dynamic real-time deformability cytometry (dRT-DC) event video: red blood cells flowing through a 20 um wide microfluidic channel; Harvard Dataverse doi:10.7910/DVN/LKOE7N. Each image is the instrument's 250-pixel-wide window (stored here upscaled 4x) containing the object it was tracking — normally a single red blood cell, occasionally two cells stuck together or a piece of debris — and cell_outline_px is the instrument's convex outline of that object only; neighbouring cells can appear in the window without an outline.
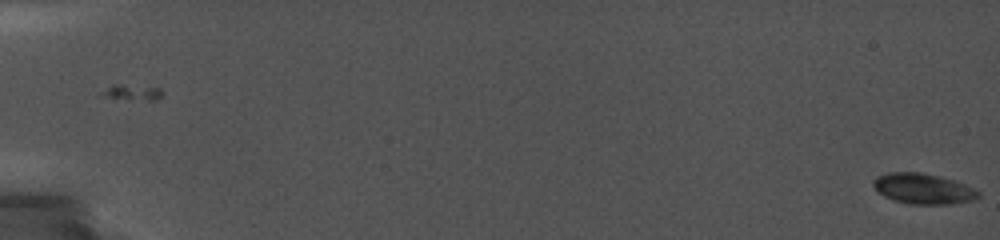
{"species": "common noctule bat (a hibernating species)", "species_latin": "Nyctalus noctula", "temperature_condition": "cold", "stored_images_in_passage": 77, "camera_frame_rate_fps": 5000, "um_per_image_px": 0.085, "animal": {"sex": "female", "body_mass_g": 19.0, "forearm_length_mm": 56.7}, "frame": {"image": 1, "passage_image": 1, "time_ms": 0.0, "image_size_px": [1000, 240], "cell_outline_px": [[980, 196], [976, 200], [948, 204], [908, 204], [892, 200], [884, 196], [872, 184], [872, 180], [876, 176], [888, 172], [920, 172], [940, 176], [956, 180], [980, 192]], "centroid_in_image_um": [78.47, 16.04], "position_along_channel_um": 6.5, "area_um2": 18.84}}
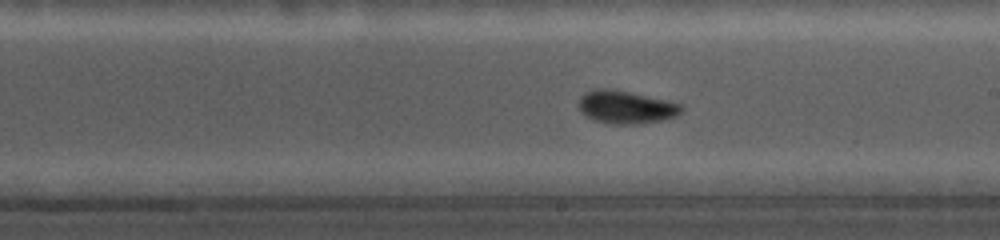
{"frame": {"image": 2, "passage_image": 51, "time_ms": 11.6, "image_size_px": [1000, 240], "cell_outline_px": [[684, 108], [676, 116], [660, 120], [640, 124], [612, 124], [596, 120], [580, 112], [580, 96], [584, 92], [600, 88], [604, 88], [628, 92], [668, 100], [684, 104]], "centroid_in_image_um": [53.24, 9.1], "position_along_channel_um": 235.8, "area_um2": 19.54}}
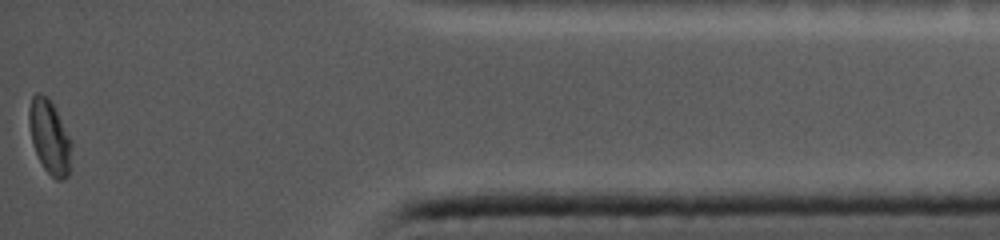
{"frame": {"image": 3, "passage_image": 77, "time_ms": 17.6, "image_size_px": [1000, 240], "cell_outline_px": [[72, 144], [68, 176], [64, 180], [56, 180], [44, 168], [32, 144], [28, 124], [28, 108], [32, 96], [36, 92], [40, 92], [48, 96], [72, 140]], "centroid_in_image_um": [4.2, 11.61], "position_along_channel_um": 431.0, "area_um2": 18.44}}